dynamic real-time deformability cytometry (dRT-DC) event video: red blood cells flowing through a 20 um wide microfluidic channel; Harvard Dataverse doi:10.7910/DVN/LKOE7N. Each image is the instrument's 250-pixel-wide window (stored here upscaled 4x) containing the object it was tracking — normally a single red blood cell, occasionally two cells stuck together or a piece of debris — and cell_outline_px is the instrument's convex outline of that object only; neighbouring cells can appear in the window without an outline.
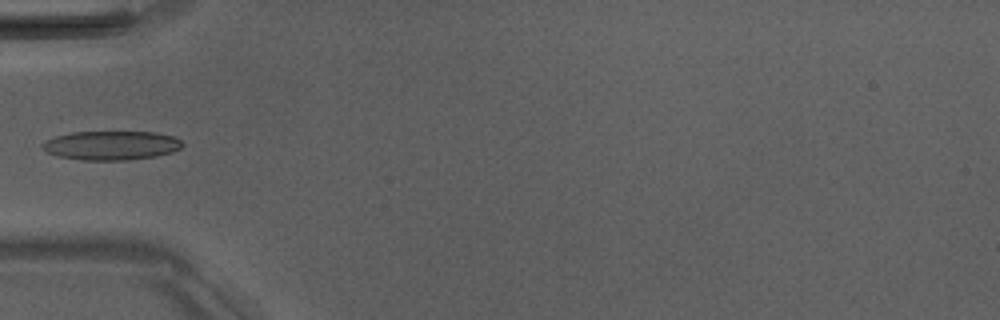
{"species": "Egyptian fruit bat (a non-hibernating species)", "species_latin": "Rousettus aegyptiacus", "temperature_condition": "room temperature", "stored_images_in_passage": 7, "camera_frame_rate_fps": 3000, "um_per_image_px": 0.085, "animal": {"sex": "male"}, "frame": {"image": 1, "passage_image": 7, "time_ms": 7.0, "image_size_px": [1000, 320], "cell_outline_px": [[184, 144], [180, 148], [172, 152], [156, 156], [128, 160], [80, 160], [56, 156], [48, 152], [40, 144], [44, 140], [56, 136], [72, 132], [156, 132], [172, 136], [180, 140]], "centroid_in_image_um": [9.44, 12.36], "position_along_channel_um": 75.6, "area_um2": 23.76}}